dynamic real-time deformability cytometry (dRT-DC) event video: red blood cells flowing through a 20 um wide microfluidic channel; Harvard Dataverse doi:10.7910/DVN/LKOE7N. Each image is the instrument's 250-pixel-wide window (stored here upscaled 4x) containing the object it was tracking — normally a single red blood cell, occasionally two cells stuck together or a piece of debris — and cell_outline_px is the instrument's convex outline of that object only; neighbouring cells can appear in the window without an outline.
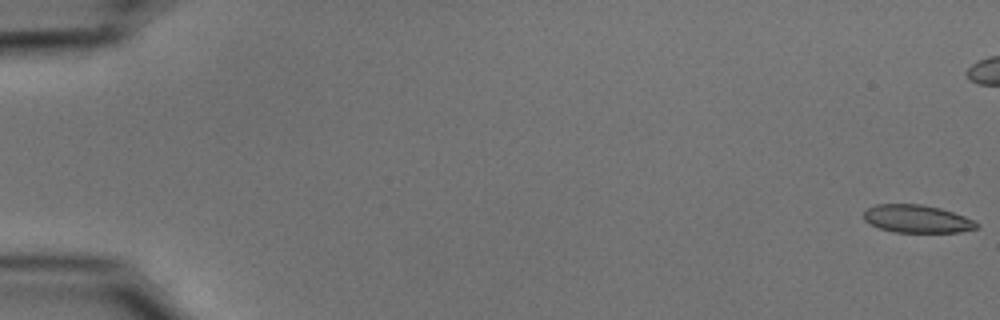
{"species": "common noctule bat (a hibernating species)", "species_latin": "Nyctalus noctula", "temperature_condition": "cold", "stored_images_in_passage": 23, "camera_frame_rate_fps": 3000, "um_per_image_px": 0.085, "animal": {"sex": "male", "body_mass_g": 15.6}, "frame": {"image": 1, "passage_image": 1, "time_ms": 0.0, "image_size_px": [1000, 320], "cell_outline_px": [[980, 224], [976, 228], [960, 232], [892, 232], [880, 228], [864, 220], [864, 212], [868, 208], [876, 204], [920, 204], [940, 208], [964, 216]], "centroid_in_image_um": [77.94, 18.6], "position_along_channel_um": 7.1, "area_um2": 18.15}}